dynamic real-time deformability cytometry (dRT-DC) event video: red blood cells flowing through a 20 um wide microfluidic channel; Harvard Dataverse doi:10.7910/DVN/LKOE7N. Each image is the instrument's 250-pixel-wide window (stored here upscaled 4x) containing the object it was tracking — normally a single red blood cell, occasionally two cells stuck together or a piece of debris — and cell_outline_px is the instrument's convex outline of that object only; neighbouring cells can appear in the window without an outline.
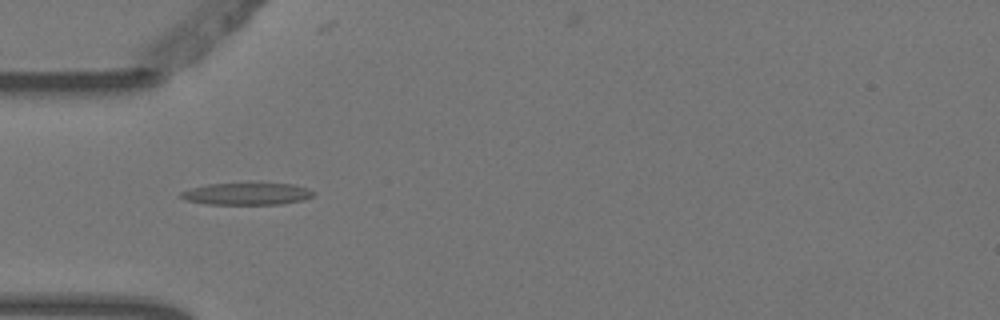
{"species": "Egyptian fruit bat (a non-hibernating species)", "species_latin": "Rousettus aegyptiacus", "temperature_condition": "warm", "stored_images_in_passage": 5, "camera_frame_rate_fps": 3000, "um_per_image_px": 0.085, "animal": {"sex": "female"}, "frame": {"image": 1, "passage_image": 3, "time_ms": 0.667, "image_size_px": [1000, 320], "cell_outline_px": [[316, 192], [312, 196], [304, 200], [280, 204], [204, 204], [188, 200], [180, 196], [180, 192], [192, 188], [208, 184], [292, 184], [308, 188]], "centroid_in_image_um": [21.02, 16.48], "position_along_channel_um": 64.0, "area_um2": 16.76}}
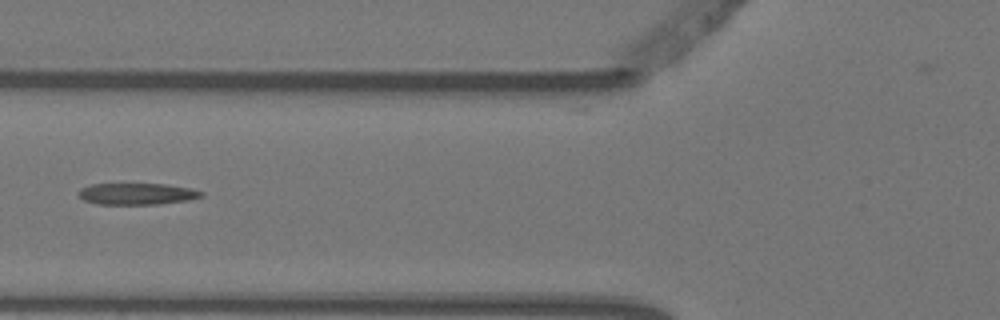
{"frame": {"image": 2, "passage_image": 4, "time_ms": 1.0, "image_size_px": [1000, 320], "cell_outline_px": [[204, 196], [188, 200], [156, 204], [96, 204], [84, 200], [76, 192], [80, 188], [92, 184], [168, 184], [192, 188], [204, 192]], "centroid_in_image_um": [11.65, 16.47], "position_along_channel_um": 114.1, "area_um2": 15.49}}
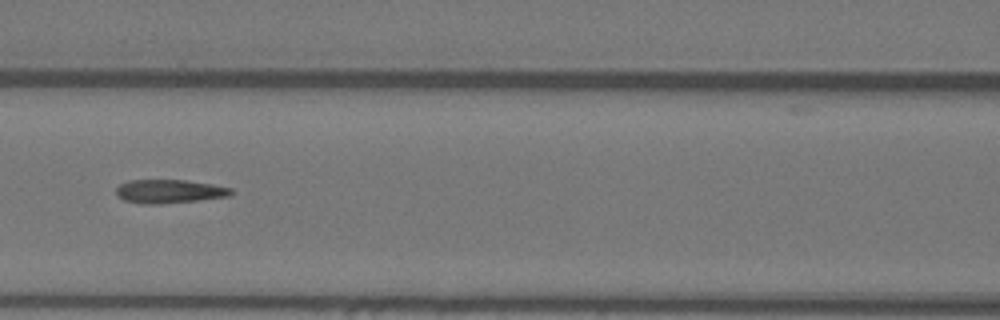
{"frame": {"image": 3, "passage_image": 5, "time_ms": 1.333, "image_size_px": [1000, 320], "cell_outline_px": [[232, 196], [160, 204], [140, 204], [124, 200], [116, 196], [116, 188], [120, 184], [128, 180], [184, 180], [212, 184], [232, 188]], "centroid_in_image_um": [14.36, 16.27], "position_along_channel_um": 152.2, "area_um2": 15.9}}